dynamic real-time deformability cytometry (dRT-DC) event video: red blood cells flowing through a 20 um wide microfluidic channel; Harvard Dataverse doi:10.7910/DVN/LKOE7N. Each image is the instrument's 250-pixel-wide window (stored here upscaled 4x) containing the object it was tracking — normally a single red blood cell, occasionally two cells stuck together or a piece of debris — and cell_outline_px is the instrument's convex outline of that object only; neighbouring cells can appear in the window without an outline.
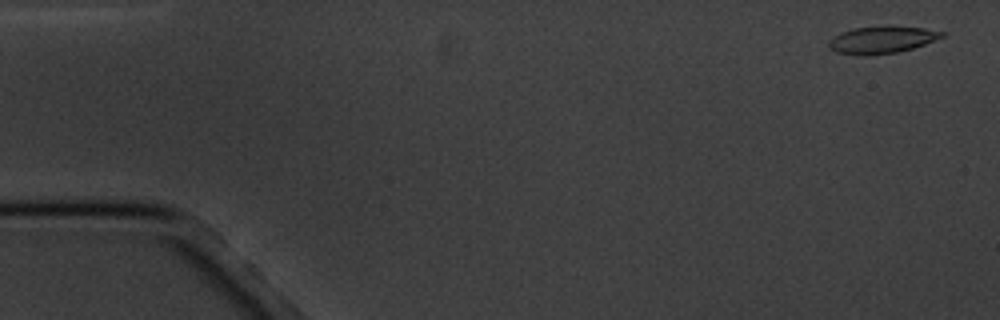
{"species": "common noctule bat (a hibernating species)", "species_latin": "Nyctalus noctula", "temperature_condition": "cold", "stored_images_in_passage": 4, "camera_frame_rate_fps": 3000, "um_per_image_px": 0.085, "animal": {"sex": "male", "body_mass_g": 20.1, "forearm_length_mm": 53.5}, "frame": {"image": 1, "passage_image": 1, "time_ms": 0.0, "image_size_px": [1000, 320], "cell_outline_px": [[944, 36], [924, 44], [912, 48], [896, 52], [864, 56], [836, 52], [828, 48], [828, 40], [840, 32], [852, 28], [924, 28], [944, 32]], "centroid_in_image_um": [74.87, 3.42], "position_along_channel_um": 10.1, "area_um2": 17.22}}